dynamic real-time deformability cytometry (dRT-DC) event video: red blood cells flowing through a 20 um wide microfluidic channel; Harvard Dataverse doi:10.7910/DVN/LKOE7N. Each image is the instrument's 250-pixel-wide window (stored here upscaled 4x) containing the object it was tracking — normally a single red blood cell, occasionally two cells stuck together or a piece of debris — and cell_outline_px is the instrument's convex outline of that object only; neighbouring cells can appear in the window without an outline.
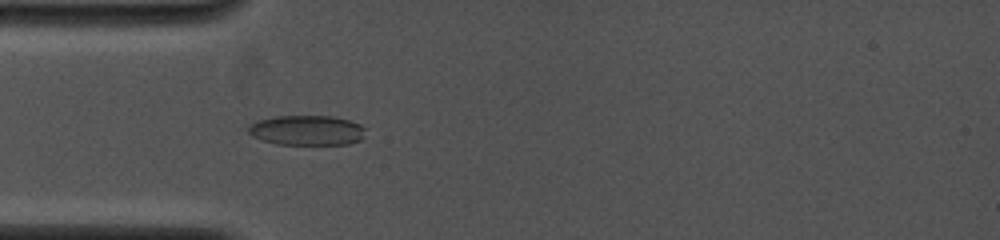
{"species": "common noctule bat (a hibernating species)", "species_latin": "Nyctalus noctula", "temperature_condition": "cold", "stored_images_in_passage": 35, "camera_frame_rate_fps": 4000, "um_per_image_px": 0.085, "animal": {"sex": "female", "body_mass_g": 19.0, "forearm_length_mm": 53.3}, "frame": {"image": 1, "passage_image": 12, "time_ms": 4.25, "image_size_px": [1000, 240], "cell_outline_px": [[364, 136], [360, 140], [348, 144], [276, 144], [252, 136], [248, 132], [248, 128], [256, 120], [276, 116], [332, 116], [348, 120], [360, 124], [364, 128]], "centroid_in_image_um": [26.08, 11.07], "position_along_channel_um": 58.9, "area_um2": 20.35}}
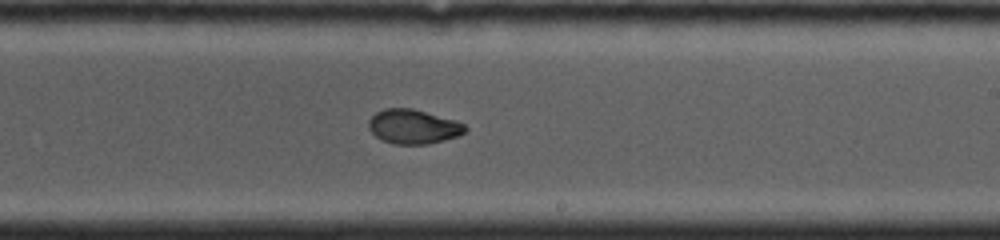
{"frame": {"image": 2, "passage_image": 24, "time_ms": 9.0, "image_size_px": [1000, 240], "cell_outline_px": [[468, 128], [464, 132], [456, 136], [444, 140], [428, 144], [392, 144], [380, 140], [368, 128], [368, 120], [376, 112], [384, 108], [412, 108], [456, 120], [464, 124]], "centroid_in_image_um": [35.1, 10.76], "position_along_channel_um": 253.9, "area_um2": 19.42}}
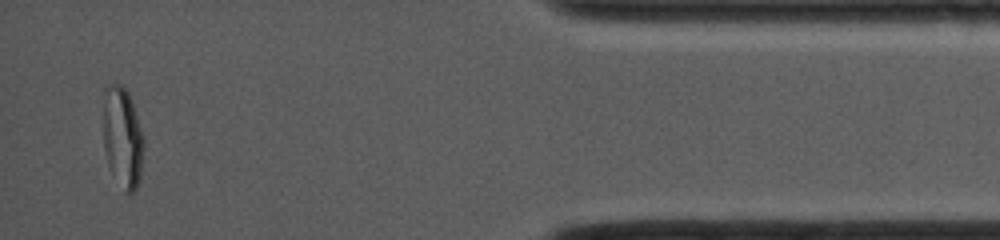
{"frame": {"image": 3, "passage_image": 35, "time_ms": 14.25, "image_size_px": [1000, 240], "cell_outline_px": [[144, 148], [140, 180], [136, 188], [128, 196], [124, 192], [112, 172], [108, 164], [104, 148], [104, 84], [120, 84], [128, 92], [144, 136]], "centroid_in_image_um": [10.43, 11.7], "position_along_channel_um": 424.8, "area_um2": 23.93}, "authors_computed_cell_mechanics": {"area_um2": 20.4034, "velocity_mm_per_s": 4.1392, "shape_relaxation_time_tau1_ms": 8.1836, "shape_relaxation_time_tau2_ms": 1.1802, "deformation_change_tau1": 0.2435, "deformation_change_tau2": 0.0341}}